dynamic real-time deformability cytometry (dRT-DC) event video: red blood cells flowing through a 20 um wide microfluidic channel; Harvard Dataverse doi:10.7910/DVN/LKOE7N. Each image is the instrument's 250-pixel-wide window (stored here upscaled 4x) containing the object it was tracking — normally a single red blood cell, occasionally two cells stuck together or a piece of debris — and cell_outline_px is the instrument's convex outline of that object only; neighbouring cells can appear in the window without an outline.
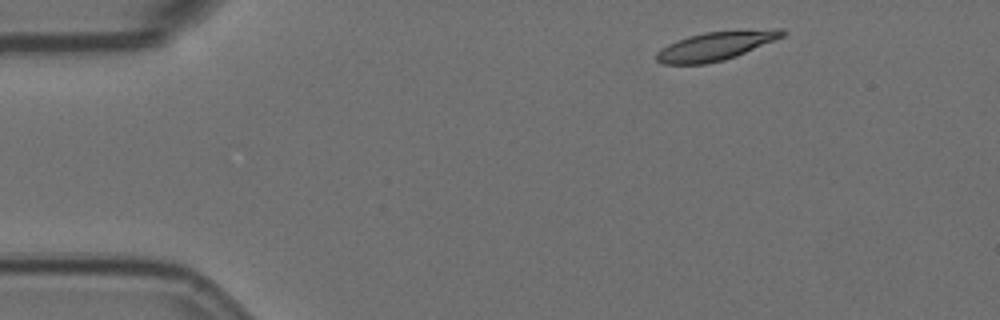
{"species": "Egyptian fruit bat (a non-hibernating species)", "species_latin": "Rousettus aegyptiacus", "temperature_condition": "room temperature", "stored_images_in_passage": 5, "camera_frame_rate_fps": 3000, "um_per_image_px": 0.085, "animal": {"sex": "female"}, "frame": {"image": 1, "passage_image": 1, "time_ms": 0.0, "image_size_px": [1000, 320], "cell_outline_px": [[788, 32], [784, 36], [736, 56], [724, 60], [704, 64], [664, 64], [656, 60], [656, 52], [668, 44], [676, 40], [688, 36], [704, 32], [776, 28], [784, 28]], "centroid_in_image_um": [60.86, 3.89], "position_along_channel_um": 24.1, "area_um2": 21.1}}
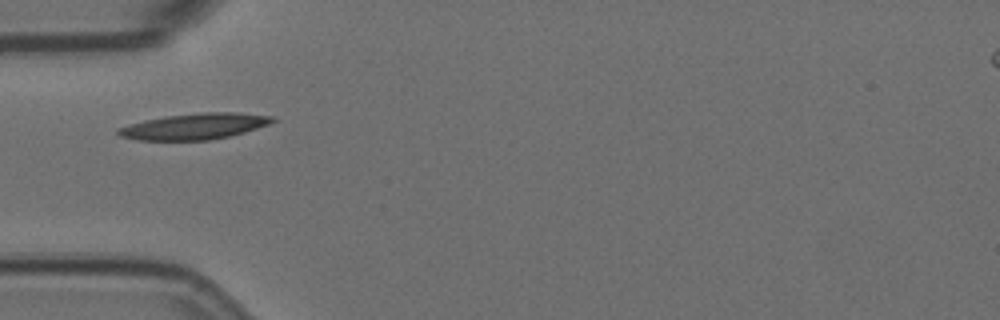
{"frame": {"image": 2, "passage_image": 4, "time_ms": 1.0, "image_size_px": [1000, 320], "cell_outline_px": [[276, 120], [268, 124], [244, 132], [228, 136], [208, 140], [136, 140], [120, 136], [116, 132], [116, 128], [128, 124], [144, 120], [164, 116], [200, 112], [240, 112], [276, 116]], "centroid_in_image_um": [16.52, 10.72], "position_along_channel_um": 68.5, "area_um2": 23.58}}
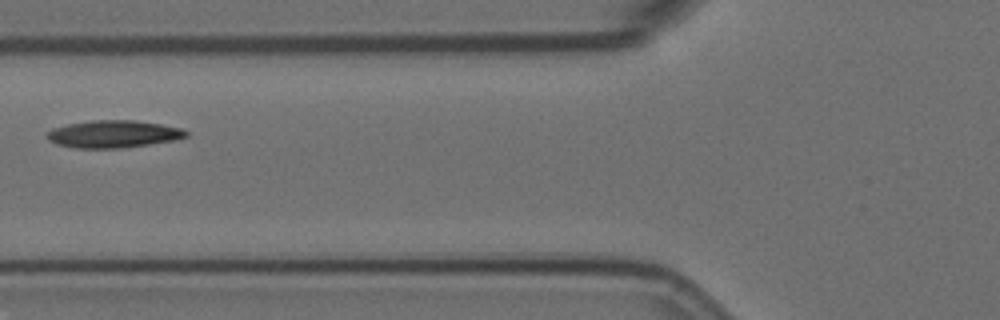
{"frame": {"image": 3, "passage_image": 5, "time_ms": 1.333, "image_size_px": [1000, 320], "cell_outline_px": [[188, 136], [176, 140], [120, 148], [76, 148], [56, 144], [48, 140], [48, 132], [52, 128], [68, 124], [88, 120], [136, 120], [160, 124], [180, 128], [188, 132]], "centroid_in_image_um": [9.63, 11.39], "position_along_channel_um": 116.2, "area_um2": 22.14}}